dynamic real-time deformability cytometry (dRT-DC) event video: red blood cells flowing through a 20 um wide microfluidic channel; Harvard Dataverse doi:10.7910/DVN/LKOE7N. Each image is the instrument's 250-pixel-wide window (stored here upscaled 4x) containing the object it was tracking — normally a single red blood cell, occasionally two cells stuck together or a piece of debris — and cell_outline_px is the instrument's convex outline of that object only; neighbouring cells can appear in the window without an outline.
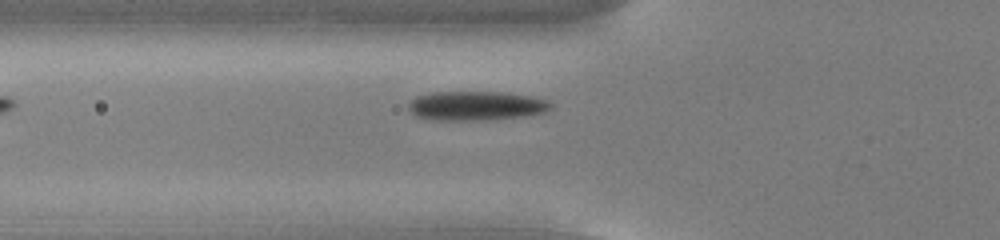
{"species": "common noctule bat (a hibernating species)", "species_latin": "Nyctalus noctula", "temperature_condition": "cold", "stored_images_in_passage": 38, "camera_frame_rate_fps": 3000, "um_per_image_px": 0.085, "animal": {"sex": "male", "body_mass_g": 13.0, "forearm_length_mm": 53.1}, "frame": {"image": 1, "passage_image": 3, "time_ms": 0.667, "image_size_px": [1000, 240], "cell_outline_px": [[552, 108], [544, 112], [524, 116], [496, 120], [436, 120], [416, 116], [408, 108], [408, 104], [416, 96], [432, 92], [508, 92], [532, 96], [544, 100], [552, 104]], "centroid_in_image_um": [40.48, 8.99], "position_along_channel_um": 85.3, "area_um2": 24.39}}
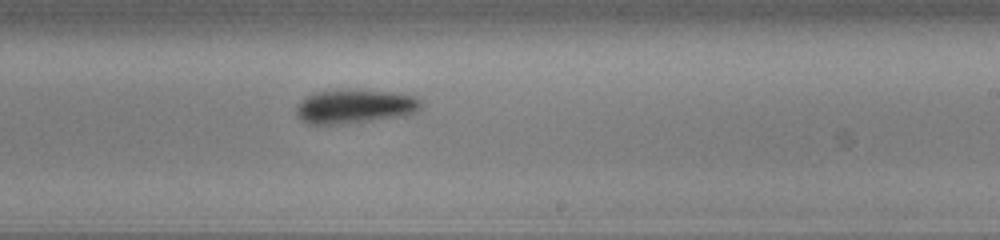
{"frame": {"image": 2, "passage_image": 17, "time_ms": 5.333, "image_size_px": [1000, 240], "cell_outline_px": [[424, 104], [416, 112], [404, 116], [340, 124], [308, 124], [300, 120], [296, 116], [296, 108], [300, 100], [304, 96], [316, 92], [340, 88], [396, 92], [416, 96]], "centroid_in_image_um": [30.14, 9.02], "position_along_channel_um": 258.9, "area_um2": 25.37}}
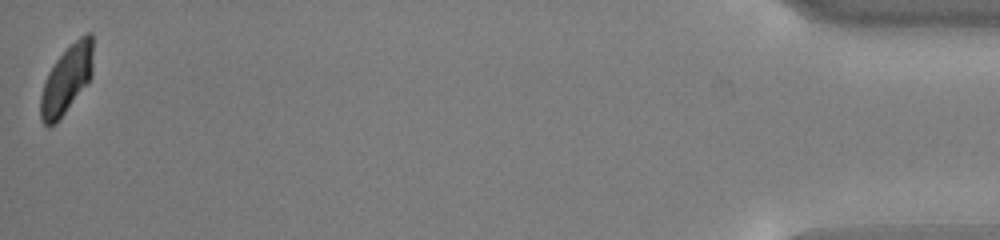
{"frame": {"image": 3, "passage_image": 38, "time_ms": 12.333, "image_size_px": [1000, 240], "cell_outline_px": [[92, 76], [64, 112], [48, 128], [40, 120], [40, 96], [48, 72], [56, 60], [80, 36], [88, 32], [92, 32]], "centroid_in_image_um": [5.65, 6.74], "position_along_channel_um": 429.6, "area_um2": 20.17}}